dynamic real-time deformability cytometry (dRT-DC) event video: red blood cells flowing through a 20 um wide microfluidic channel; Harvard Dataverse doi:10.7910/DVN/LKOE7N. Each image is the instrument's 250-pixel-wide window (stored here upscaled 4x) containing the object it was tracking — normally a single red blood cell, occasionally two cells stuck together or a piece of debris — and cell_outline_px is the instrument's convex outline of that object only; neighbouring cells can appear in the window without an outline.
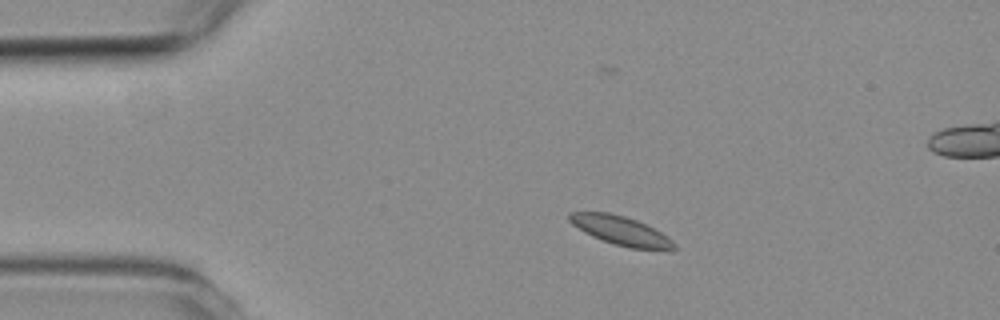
{"species": "common noctule bat (a hibernating species)", "species_latin": "Nyctalus noctula", "temperature_condition": "room temperature", "stored_images_in_passage": 4, "camera_frame_rate_fps": 3000, "um_per_image_px": 0.085, "animal": {"sex": "female", "body_mass_g": 19.3, "forearm_length_mm": 54.1}, "frame": {"image": 1, "passage_image": 2, "time_ms": 1.333, "image_size_px": [1000, 320], "cell_outline_px": [[676, 248], [672, 252], [628, 248], [612, 244], [592, 236], [584, 232], [572, 224], [568, 220], [568, 212], [608, 212], [624, 216], [636, 220], [660, 232], [672, 240], [676, 244]], "centroid_in_image_um": [52.81, 19.64], "position_along_channel_um": 32.2, "area_um2": 17.98}}